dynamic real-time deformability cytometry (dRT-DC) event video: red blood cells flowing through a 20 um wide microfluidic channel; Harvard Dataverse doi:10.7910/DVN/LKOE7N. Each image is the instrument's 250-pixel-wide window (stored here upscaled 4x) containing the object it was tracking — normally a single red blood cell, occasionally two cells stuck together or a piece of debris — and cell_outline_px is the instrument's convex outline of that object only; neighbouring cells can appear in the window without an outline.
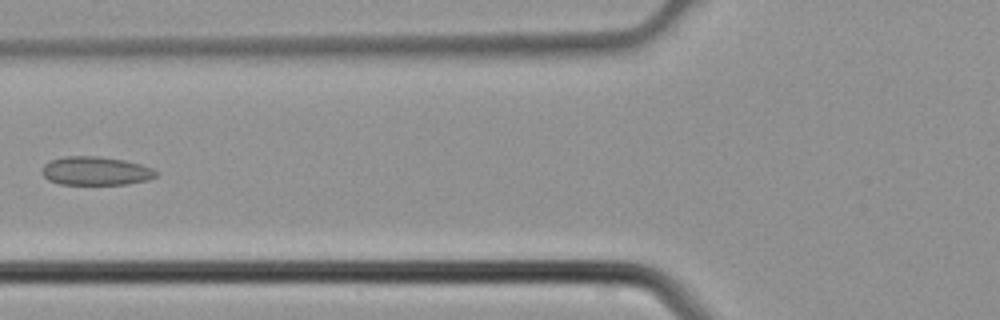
{"species": "common noctule bat (a hibernating species)", "species_latin": "Nyctalus noctula", "temperature_condition": "cold", "stored_images_in_passage": 3, "camera_frame_rate_fps": 3000, "um_per_image_px": 0.085, "animal": {"sex": "male", "body_mass_g": 21.5, "forearm_length_mm": 52.0}, "frame": {"image": 1, "passage_image": 3, "time_ms": 0.667, "image_size_px": [1000, 320], "cell_outline_px": [[156, 176], [148, 180], [124, 184], [60, 184], [48, 180], [40, 172], [44, 164], [52, 160], [64, 156], [100, 156], [124, 160], [140, 164], [152, 168], [156, 172]], "centroid_in_image_um": [8.1, 14.52], "position_along_channel_um": 117.7, "area_um2": 18.96}}